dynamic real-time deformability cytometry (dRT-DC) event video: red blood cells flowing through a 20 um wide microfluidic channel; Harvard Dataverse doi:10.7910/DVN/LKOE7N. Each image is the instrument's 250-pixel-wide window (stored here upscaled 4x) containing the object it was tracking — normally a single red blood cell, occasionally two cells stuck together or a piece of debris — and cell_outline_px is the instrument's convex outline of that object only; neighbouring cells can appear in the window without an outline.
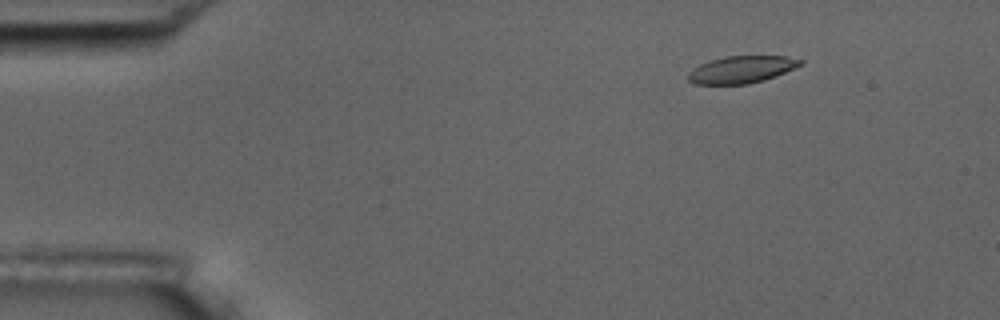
{"species": "common noctule bat (a hibernating species)", "species_latin": "Nyctalus noctula", "temperature_condition": "room temperature", "stored_images_in_passage": 4, "camera_frame_rate_fps": 3000, "um_per_image_px": 0.085, "animal": {"sex": "male", "body_mass_g": 17.5, "forearm_length_mm": 52.3}, "frame": {"image": 1, "passage_image": 2, "time_ms": 1.0, "image_size_px": [1000, 320], "cell_outline_px": [[804, 64], [776, 76], [764, 80], [748, 84], [696, 84], [688, 80], [688, 72], [692, 68], [700, 64], [724, 56], [788, 56], [804, 60]], "centroid_in_image_um": [63.06, 5.9], "position_along_channel_um": 21.9, "area_um2": 17.86}}
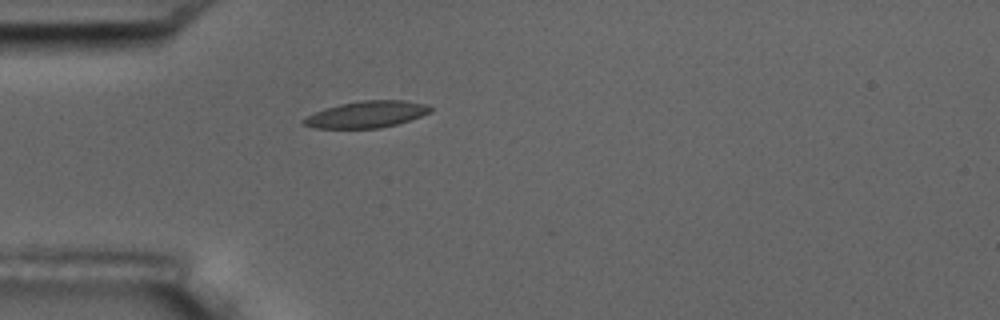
{"frame": {"image": 2, "passage_image": 4, "time_ms": 4.0, "image_size_px": [1000, 320], "cell_outline_px": [[432, 108], [428, 112], [420, 116], [396, 124], [380, 128], [316, 128], [304, 124], [300, 120], [324, 108], [340, 104], [360, 100], [404, 100], [428, 104]], "centroid_in_image_um": [31.15, 9.71], "position_along_channel_um": 53.8, "area_um2": 19.48}}